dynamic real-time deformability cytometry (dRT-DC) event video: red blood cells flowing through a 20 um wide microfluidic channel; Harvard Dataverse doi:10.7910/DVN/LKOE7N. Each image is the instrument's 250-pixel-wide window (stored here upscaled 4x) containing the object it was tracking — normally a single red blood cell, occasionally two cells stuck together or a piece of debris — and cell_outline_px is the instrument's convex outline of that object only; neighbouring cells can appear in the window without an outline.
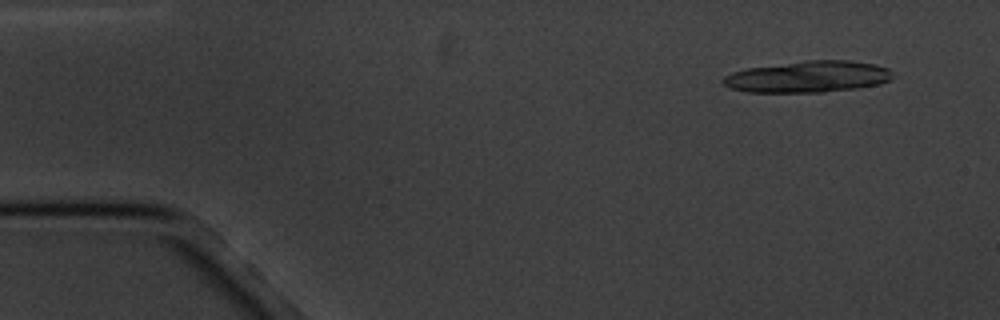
{"species": "common noctule bat (a hibernating species)", "species_latin": "Nyctalus noctula", "temperature_condition": "cold", "stored_images_in_passage": 7, "camera_frame_rate_fps": 3000, "um_per_image_px": 0.085, "animal": {"sex": "male", "body_mass_g": 20.1, "forearm_length_mm": 53.5}, "frame": {"image": 1, "passage_image": 1, "time_ms": 0.0, "image_size_px": [1000, 320], "cell_outline_px": [[892, 80], [880, 84], [856, 88], [824, 92], [748, 92], [728, 88], [720, 80], [724, 76], [732, 72], [748, 68], [804, 60], [848, 60], [876, 64], [888, 68], [892, 72]], "centroid_in_image_um": [68.68, 6.52], "position_along_channel_um": 16.3, "area_um2": 31.33}}
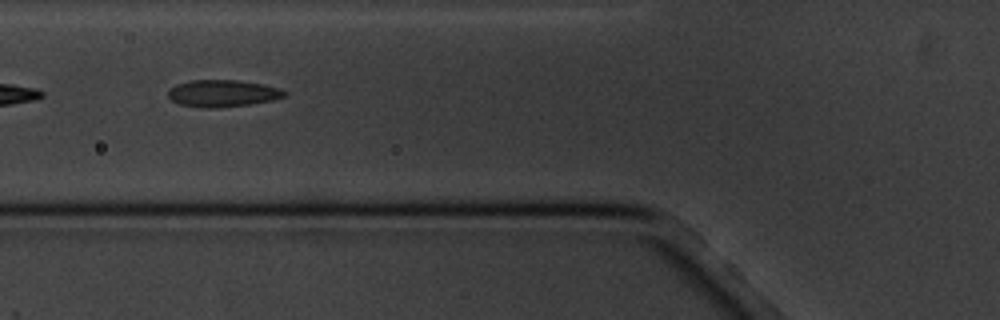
{"frame": {"image": 2, "passage_image": 5, "time_ms": 5.667, "image_size_px": [1000, 320], "cell_outline_px": [[288, 96], [272, 100], [248, 104], [216, 108], [208, 108], [180, 104], [172, 100], [168, 96], [168, 88], [176, 84], [188, 80], [236, 80], [264, 84], [280, 88], [288, 92]], "centroid_in_image_um": [18.94, 7.92], "position_along_channel_um": 106.9, "area_um2": 18.38}}
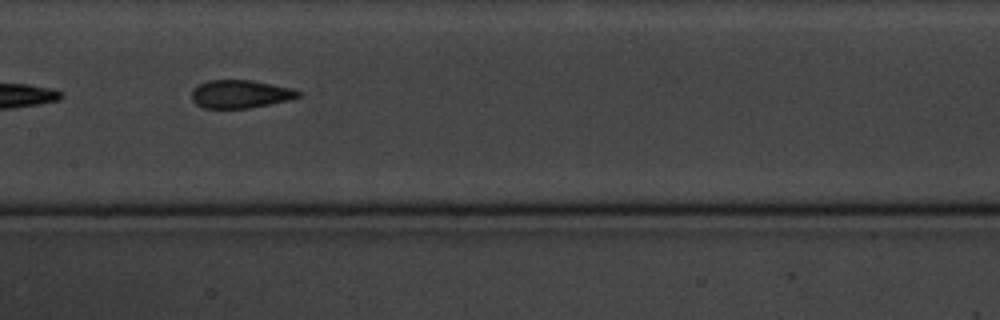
{"frame": {"image": 3, "passage_image": 7, "time_ms": 8.0, "image_size_px": [1000, 320], "cell_outline_px": [[300, 96], [288, 100], [248, 108], [204, 108], [196, 104], [192, 100], [192, 92], [200, 84], [208, 80], [252, 80], [292, 88], [300, 92]], "centroid_in_image_um": [20.42, 7.99], "position_along_channel_um": 187.0, "area_um2": 17.22}}